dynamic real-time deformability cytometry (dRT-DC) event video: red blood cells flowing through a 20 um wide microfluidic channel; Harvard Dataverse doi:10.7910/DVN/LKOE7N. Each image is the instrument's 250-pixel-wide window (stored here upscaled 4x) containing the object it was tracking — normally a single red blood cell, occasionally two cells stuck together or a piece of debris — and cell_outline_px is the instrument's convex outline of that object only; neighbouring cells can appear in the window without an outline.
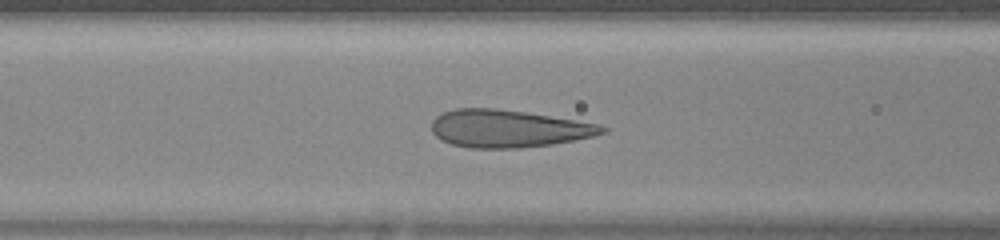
{"species": "human", "species_latin": "Homo sapiens", "temperature_condition": "warm", "stored_images_in_passage": 40, "camera_frame_rate_fps": 3000, "um_per_image_px": 0.085, "donor": {"sex": "female"}, "frame": {"image": 1, "passage_image": 15, "time_ms": 4.667, "image_size_px": [1000, 240], "cell_outline_px": [[608, 132], [576, 140], [552, 144], [520, 148], [468, 148], [452, 144], [440, 140], [432, 132], [432, 120], [436, 116], [444, 112], [456, 108], [496, 108], [524, 112], [600, 124], [608, 128]], "centroid_in_image_um": [43.19, 10.94], "position_along_channel_um": 123.4, "area_um2": 37.4}}
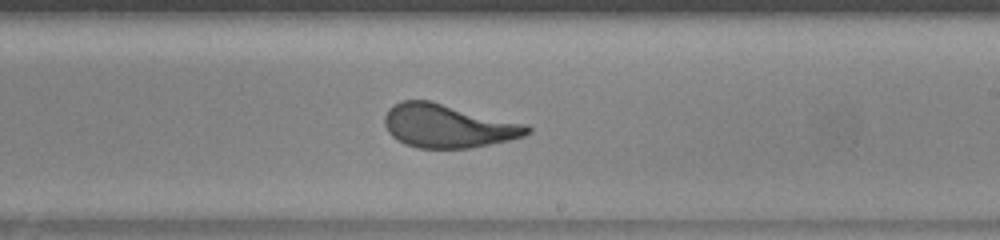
{"frame": {"image": 2, "passage_image": 24, "time_ms": 7.667, "image_size_px": [1000, 240], "cell_outline_px": [[532, 132], [524, 136], [508, 140], [468, 148], [420, 148], [404, 144], [392, 136], [388, 132], [384, 124], [384, 116], [388, 108], [400, 100], [428, 100], [528, 124], [532, 128]], "centroid_in_image_um": [38.07, 10.7], "position_along_channel_um": 250.9, "area_um2": 36.18}}
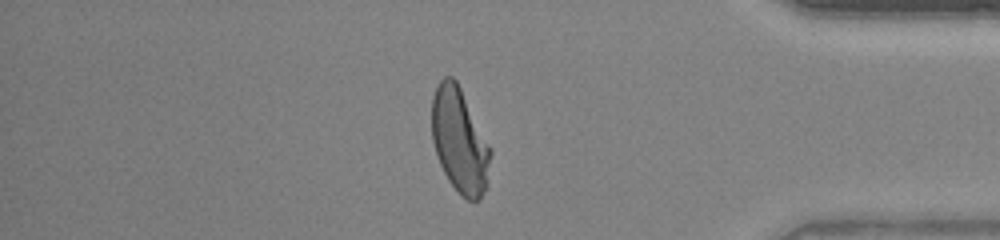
{"frame": {"image": 3, "passage_image": 36, "time_ms": 11.667, "image_size_px": [1000, 240], "cell_outline_px": [[492, 152], [488, 184], [480, 200], [468, 200], [448, 180], [440, 164], [432, 140], [432, 96], [440, 80], [444, 76], [452, 76], [456, 80], [492, 148]], "centroid_in_image_um": [39.09, 11.95], "position_along_channel_um": 396.1, "area_um2": 35.84}}